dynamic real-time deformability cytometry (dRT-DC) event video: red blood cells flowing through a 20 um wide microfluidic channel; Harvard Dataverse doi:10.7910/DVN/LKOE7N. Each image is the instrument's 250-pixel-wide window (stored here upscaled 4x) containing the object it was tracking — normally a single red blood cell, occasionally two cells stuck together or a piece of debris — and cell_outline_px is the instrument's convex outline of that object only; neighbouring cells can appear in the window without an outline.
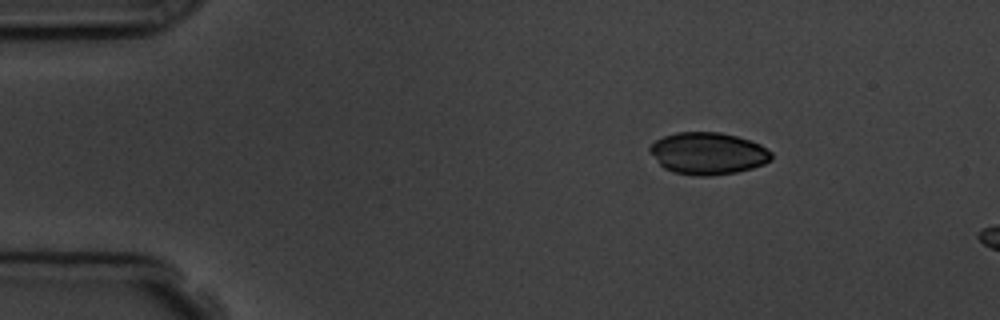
{"species": "common noctule bat (a hibernating species)", "species_latin": "Nyctalus noctula", "temperature_condition": "room temperature", "stored_images_in_passage": 3, "camera_frame_rate_fps": 3000, "um_per_image_px": 0.085, "animal": {"sex": "male", "body_mass_g": 19.5, "forearm_length_mm": 54.6}, "frame": {"image": 1, "passage_image": 1, "time_ms": 0.0, "image_size_px": [1000, 320], "cell_outline_px": [[772, 160], [764, 164], [752, 168], [736, 172], [708, 176], [700, 176], [676, 172], [664, 168], [660, 164], [648, 148], [656, 140], [664, 136], [676, 132], [720, 132], [736, 136], [760, 144], [772, 152]], "centroid_in_image_um": [60.2, 13.03], "position_along_channel_um": 24.8, "area_um2": 29.54}}